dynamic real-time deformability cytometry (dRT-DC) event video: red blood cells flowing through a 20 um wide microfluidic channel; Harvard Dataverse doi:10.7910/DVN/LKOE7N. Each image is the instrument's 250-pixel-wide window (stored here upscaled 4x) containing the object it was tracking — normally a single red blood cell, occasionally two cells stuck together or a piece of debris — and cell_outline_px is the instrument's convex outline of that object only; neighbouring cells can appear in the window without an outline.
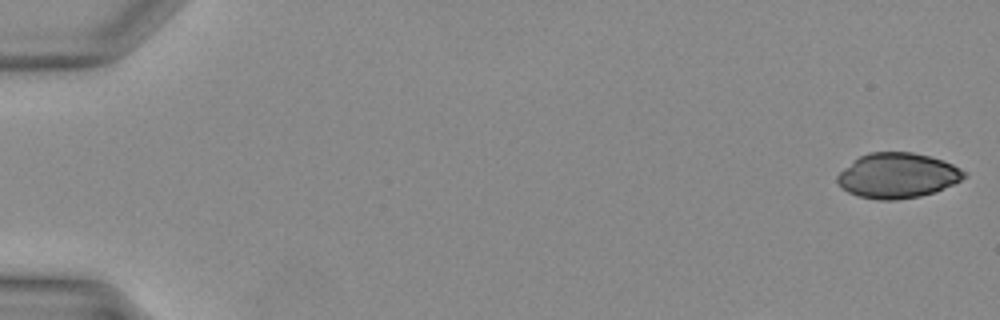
{"species": "Egyptian fruit bat (a non-hibernating species)", "species_latin": "Rousettus aegyptiacus", "temperature_condition": "warm", "stored_images_in_passage": 36, "camera_frame_rate_fps": 3000, "um_per_image_px": 0.085, "animal": {"sex": "female"}, "frame": {"image": 1, "passage_image": 1, "time_ms": 0.0, "image_size_px": [1000, 320], "cell_outline_px": [[968, 176], [944, 188], [920, 196], [896, 200], [880, 200], [860, 196], [848, 192], [836, 180], [836, 176], [852, 160], [868, 152], [912, 152], [944, 160], [968, 172]], "centroid_in_image_um": [76.3, 14.91], "position_along_channel_um": 8.7, "area_um2": 33.23}}